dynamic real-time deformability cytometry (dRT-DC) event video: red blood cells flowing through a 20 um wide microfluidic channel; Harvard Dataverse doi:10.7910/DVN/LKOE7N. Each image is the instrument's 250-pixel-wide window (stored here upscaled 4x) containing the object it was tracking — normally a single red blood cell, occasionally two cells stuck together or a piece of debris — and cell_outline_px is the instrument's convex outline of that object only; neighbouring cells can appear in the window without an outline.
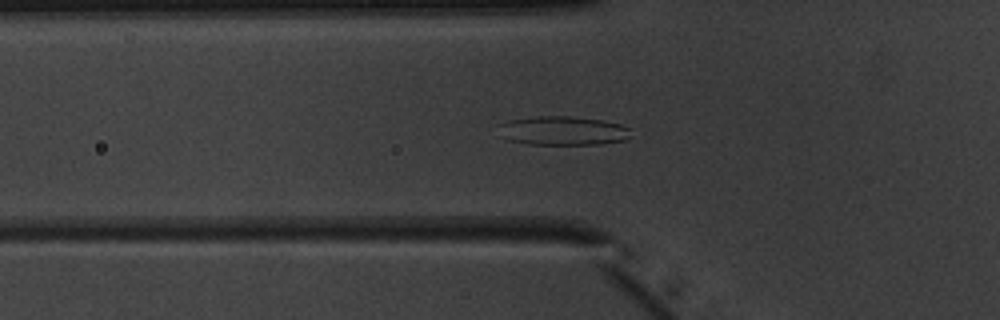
{"species": "common noctule bat (a hibernating species)", "species_latin": "Nyctalus noctula", "temperature_condition": "warm", "stored_images_in_passage": 41, "camera_frame_rate_fps": 3000, "um_per_image_px": 0.085, "animal": {"sex": "male", "body_mass_g": 20.1, "forearm_length_mm": 53.5}, "frame": {"image": 1, "passage_image": 8, "time_ms": 2.333, "image_size_px": [1000, 320], "cell_outline_px": [[628, 136], [624, 140], [600, 144], [528, 144], [508, 140], [500, 136], [496, 124], [508, 120], [536, 116], [572, 116], [604, 120], [620, 124], [628, 128]], "centroid_in_image_um": [47.75, 11.1], "position_along_channel_um": 78.1, "area_um2": 22.48}}
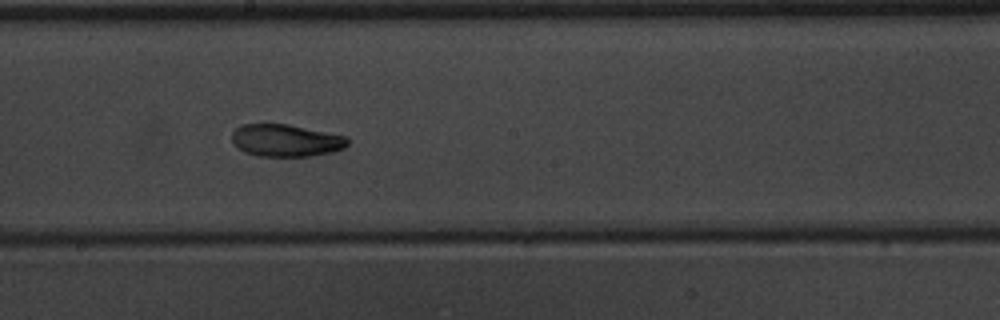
{"frame": {"image": 2, "passage_image": 19, "time_ms": 6.0, "image_size_px": [1000, 320], "cell_outline_px": [[352, 140], [344, 148], [332, 152], [312, 156], [260, 156], [244, 152], [232, 140], [232, 132], [240, 124], [288, 124], [348, 136]], "centroid_in_image_um": [24.36, 11.93], "position_along_channel_um": 223.8, "area_um2": 21.91}}
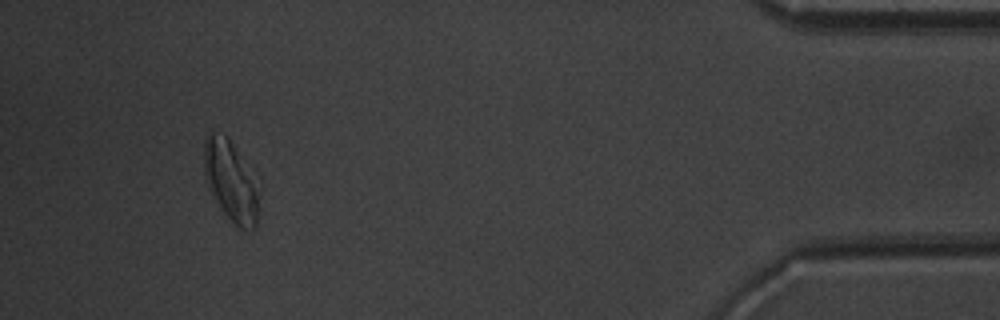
{"frame": {"image": 3, "passage_image": 38, "time_ms": 12.333, "image_size_px": [1000, 320], "cell_outline_px": [[256, 228], [252, 232], [240, 232], [224, 212], [208, 188], [204, 176], [204, 140], [212, 132], [224, 136], [232, 144], [256, 192]], "centroid_in_image_um": [19.53, 15.51], "position_along_channel_um": 415.7, "area_um2": 24.1}, "authors_computed_cell_mechanics": {"area_um2": 22.0218, "velocity_mm_per_s": 3.9557, "shape_relaxation_time_tau1_ms": 4.9416, "shape_relaxation_time_tau2_ms": 3.5243, "deformation_change_tau1": 0.1474, "deformation_change_tau2": 0.092}}